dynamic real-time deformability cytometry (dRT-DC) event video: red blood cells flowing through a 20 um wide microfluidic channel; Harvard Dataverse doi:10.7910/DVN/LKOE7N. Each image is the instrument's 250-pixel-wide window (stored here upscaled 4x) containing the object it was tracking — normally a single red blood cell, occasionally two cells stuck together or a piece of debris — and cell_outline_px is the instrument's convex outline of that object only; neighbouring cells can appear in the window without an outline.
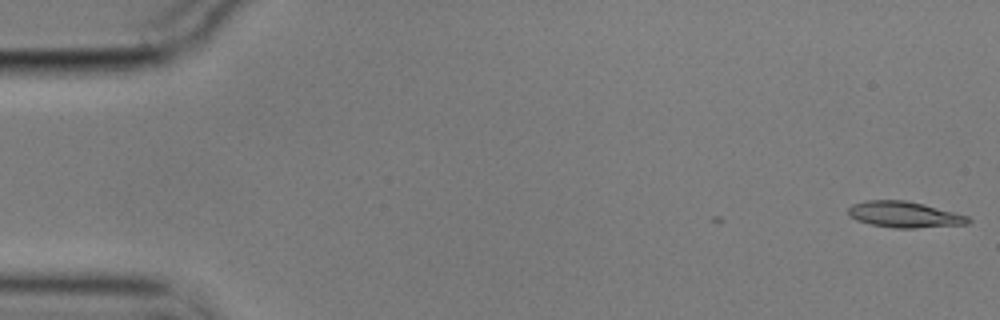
{"species": "common noctule bat (a hibernating species)", "species_latin": "Nyctalus noctula", "temperature_condition": "cold", "stored_images_in_passage": 3, "camera_frame_rate_fps": 3000, "um_per_image_px": 0.085, "animal": {"sex": "male", "body_mass_g": 17.9}, "frame": {"image": 1, "passage_image": 1, "time_ms": 0.0, "image_size_px": [1000, 320], "cell_outline_px": [[972, 220], [968, 224], [916, 228], [892, 228], [872, 224], [856, 220], [848, 216], [848, 208], [852, 204], [868, 200], [904, 200], [924, 204], [968, 216]], "centroid_in_image_um": [76.86, 18.24], "position_along_channel_um": 8.1, "area_um2": 18.21}}